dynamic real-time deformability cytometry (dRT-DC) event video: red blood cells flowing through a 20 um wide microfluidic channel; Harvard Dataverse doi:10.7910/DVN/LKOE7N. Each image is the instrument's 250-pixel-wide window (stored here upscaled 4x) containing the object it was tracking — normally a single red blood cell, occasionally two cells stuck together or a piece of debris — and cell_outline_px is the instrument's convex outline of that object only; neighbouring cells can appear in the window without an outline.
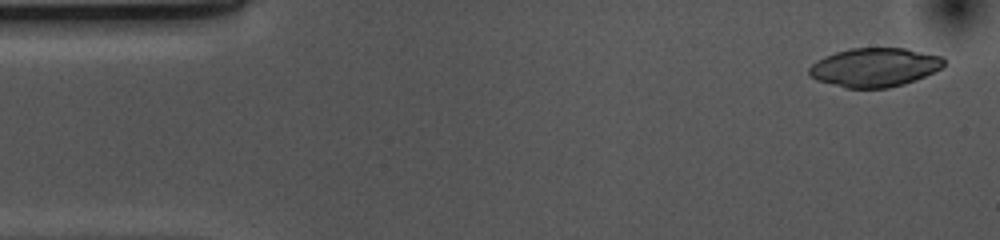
{"species": "common noctule bat (a hibernating species)", "species_latin": "Nyctalus noctula", "temperature_condition": "cold", "stored_images_in_passage": 51, "camera_frame_rate_fps": 3000, "um_per_image_px": 0.085, "animal": {"sex": "female", "body_mass_g": 10.0, "forearm_length_mm": 53.1}, "frame": {"image": 1, "passage_image": 1, "time_ms": 0.0, "image_size_px": [1000, 240], "cell_outline_px": [[944, 64], [940, 68], [916, 80], [904, 84], [888, 88], [848, 88], [816, 80], [808, 76], [808, 68], [816, 60], [824, 56], [836, 52], [852, 48], [904, 48], [944, 56]], "centroid_in_image_um": [74.32, 5.72], "position_along_channel_um": 10.7, "area_um2": 30.58}}
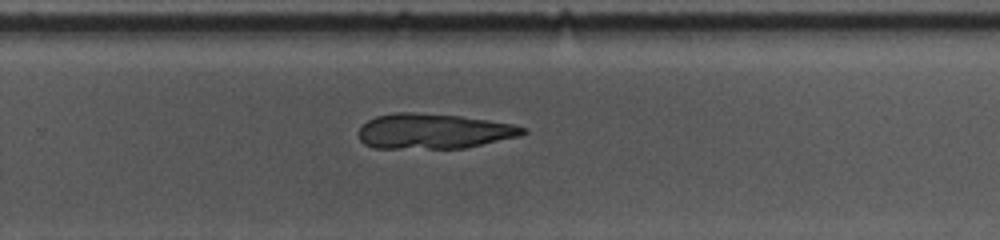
{"frame": {"image": 2, "passage_image": 32, "time_ms": 10.333, "image_size_px": [1000, 240], "cell_outline_px": [[528, 132], [520, 136], [464, 148], [372, 148], [364, 144], [360, 140], [360, 124], [376, 116], [396, 112], [412, 112], [460, 116], [516, 124], [528, 128]], "centroid_in_image_um": [36.87, 11.15], "position_along_channel_um": 292.9, "area_um2": 33.81}}
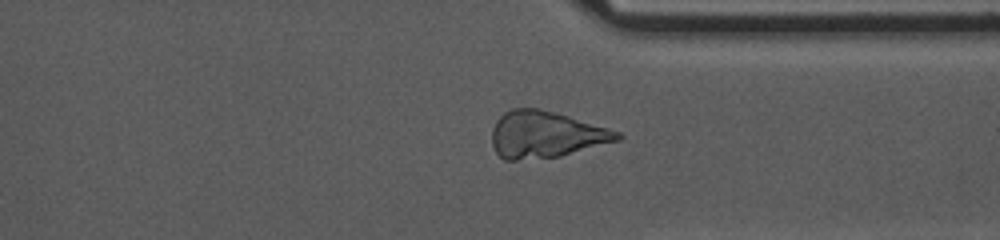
{"frame": {"image": 3, "passage_image": 38, "time_ms": 12.333, "image_size_px": [1000, 240], "cell_outline_px": [[624, 136], [620, 140], [560, 156], [516, 160], [504, 160], [496, 152], [492, 144], [492, 128], [496, 120], [504, 112], [512, 108], [536, 108], [568, 116], [608, 128], [620, 132]], "centroid_in_image_um": [46.37, 11.44], "position_along_channel_um": 365.0, "area_um2": 33.87}}